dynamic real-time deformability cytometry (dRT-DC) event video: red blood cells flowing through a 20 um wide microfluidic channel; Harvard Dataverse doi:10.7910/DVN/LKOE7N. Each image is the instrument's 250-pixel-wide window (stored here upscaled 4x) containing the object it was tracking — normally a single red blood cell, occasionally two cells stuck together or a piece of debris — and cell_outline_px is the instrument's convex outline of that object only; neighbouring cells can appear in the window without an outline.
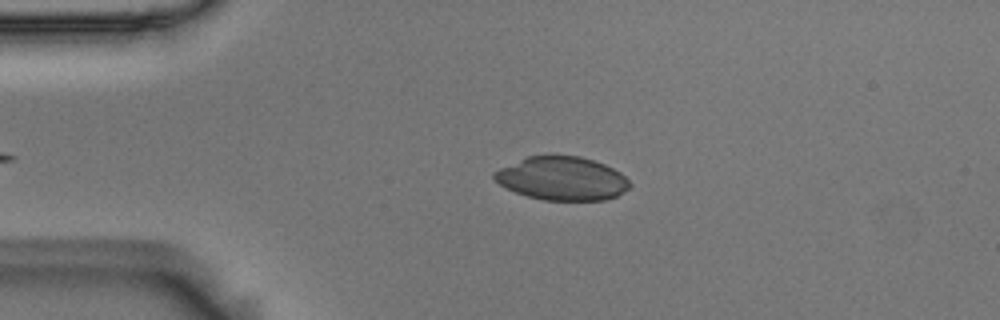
{"species": "Egyptian fruit bat (a non-hibernating species)", "species_latin": "Rousettus aegyptiacus", "temperature_condition": "room temperature", "stored_images_in_passage": 3, "camera_frame_rate_fps": 3000, "um_per_image_px": 0.085, "animal": {"sex": "male"}, "frame": {"image": 1, "passage_image": 2, "time_ms": 0.333, "image_size_px": [1000, 320], "cell_outline_px": [[632, 184], [628, 188], [616, 196], [604, 200], [544, 200], [528, 196], [516, 192], [500, 184], [492, 176], [492, 172], [500, 168], [528, 156], [580, 156], [604, 164], [620, 172]], "centroid_in_image_um": [47.78, 15.17], "position_along_channel_um": 37.2, "area_um2": 33.93}}